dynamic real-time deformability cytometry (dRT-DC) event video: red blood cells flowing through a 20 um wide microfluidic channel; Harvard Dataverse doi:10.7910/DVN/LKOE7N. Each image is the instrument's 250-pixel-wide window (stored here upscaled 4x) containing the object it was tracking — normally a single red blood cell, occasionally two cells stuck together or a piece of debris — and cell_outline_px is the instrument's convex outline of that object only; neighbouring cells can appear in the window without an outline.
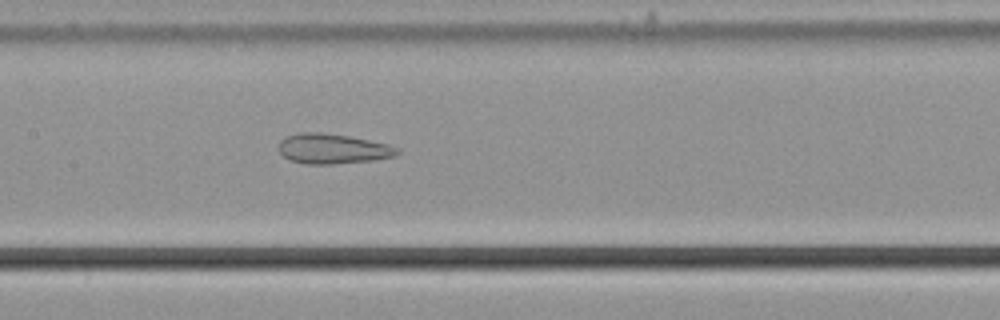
{"species": "common noctule bat (a hibernating species)", "species_latin": "Nyctalus noctula", "temperature_condition": "cold", "stored_images_in_passage": 43, "camera_frame_rate_fps": 3000, "um_per_image_px": 0.085, "animal": {"sex": "male", "body_mass_g": 21.5, "forearm_length_mm": 52.0}, "frame": {"image": 1, "passage_image": 15, "time_ms": 4.667, "image_size_px": [1000, 320], "cell_outline_px": [[400, 152], [396, 156], [372, 160], [336, 164], [304, 164], [288, 160], [280, 152], [280, 140], [296, 132], [320, 132], [348, 136], [388, 144], [396, 148]], "centroid_in_image_um": [28.26, 12.65], "position_along_channel_um": 179.1, "area_um2": 20.69}}
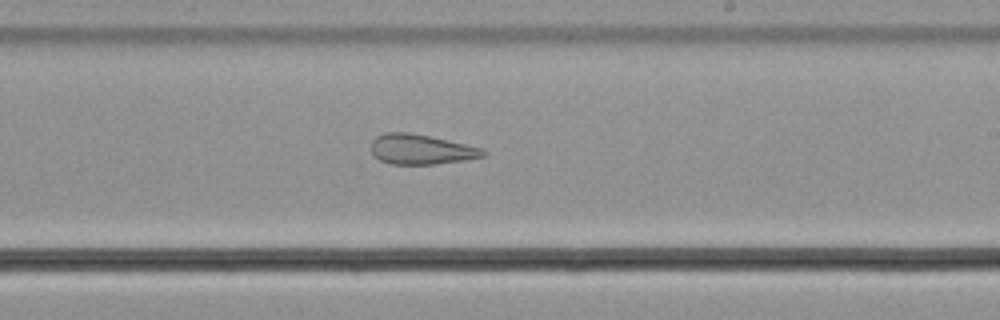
{"frame": {"image": 2, "passage_image": 21, "time_ms": 6.667, "image_size_px": [1000, 320], "cell_outline_px": [[488, 152], [484, 156], [464, 160], [432, 164], [392, 164], [380, 160], [372, 152], [372, 140], [376, 136], [384, 132], [408, 132], [428, 136], [484, 148]], "centroid_in_image_um": [35.8, 12.69], "position_along_channel_um": 253.2, "area_um2": 19.42}}
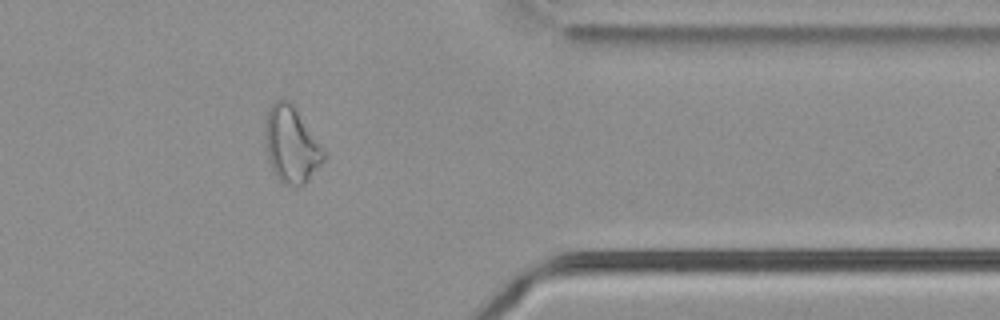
{"frame": {"image": 3, "passage_image": 33, "time_ms": 10.667, "image_size_px": [1000, 320], "cell_outline_px": [[328, 152], [324, 160], [308, 180], [304, 184], [284, 184], [276, 176], [272, 168], [268, 156], [264, 132], [264, 124], [268, 108], [276, 100], [288, 100], [292, 104]], "centroid_in_image_um": [24.78, 12.27], "position_along_channel_um": 386.6, "area_um2": 25.95}, "authors_computed_cell_mechanics": {"area_um2": 24.276, "velocity_mm_per_s": 3.7162, "shape_relaxation_time_tau1_ms": null, "shape_relaxation_time_tau2_ms": 2.4689, "deformation_change_tau1": null, "deformation_change_tau2": 0.1216}}